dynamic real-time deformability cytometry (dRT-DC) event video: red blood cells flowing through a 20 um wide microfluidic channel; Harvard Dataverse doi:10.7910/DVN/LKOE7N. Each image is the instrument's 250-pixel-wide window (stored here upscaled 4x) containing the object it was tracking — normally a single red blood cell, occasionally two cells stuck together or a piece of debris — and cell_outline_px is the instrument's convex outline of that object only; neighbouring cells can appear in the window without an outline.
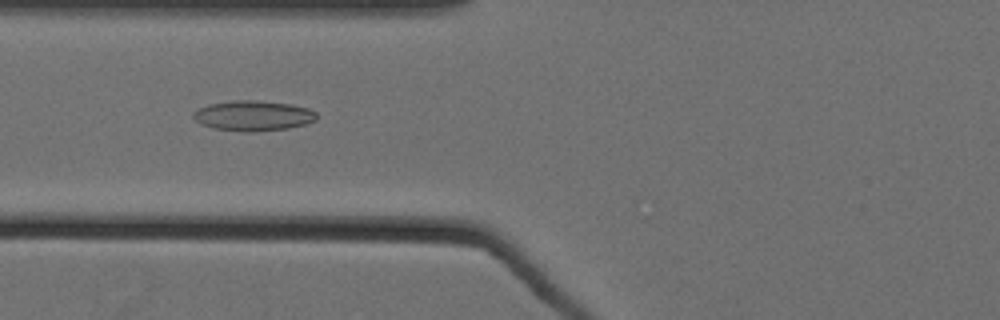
{"species": "Egyptian fruit bat (a non-hibernating species)", "species_latin": "Rousettus aegyptiacus", "temperature_condition": "cold", "stored_images_in_passage": 54, "camera_frame_rate_fps": 3000, "um_per_image_px": 0.085, "animal": {"sex": "female"}, "frame": {"image": 1, "passage_image": 21, "time_ms": 6.667, "image_size_px": [1000, 320], "cell_outline_px": [[316, 120], [304, 124], [288, 128], [256, 132], [244, 132], [212, 128], [200, 124], [192, 116], [192, 112], [208, 104], [236, 100], [256, 100], [292, 104], [308, 108], [316, 112]], "centroid_in_image_um": [21.5, 9.84], "position_along_channel_um": 104.3, "area_um2": 21.85}}
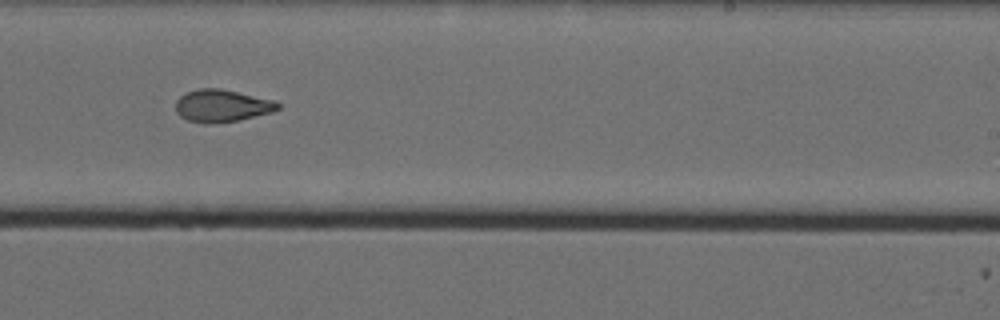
{"frame": {"image": 2, "passage_image": 35, "time_ms": 11.333, "image_size_px": [1000, 320], "cell_outline_px": [[280, 108], [272, 112], [236, 120], [216, 124], [204, 124], [188, 120], [180, 116], [176, 112], [176, 100], [180, 96], [188, 92], [200, 88], [220, 88], [276, 100], [280, 104]], "centroid_in_image_um": [18.87, 8.99], "position_along_channel_um": 270.1, "area_um2": 19.36}}
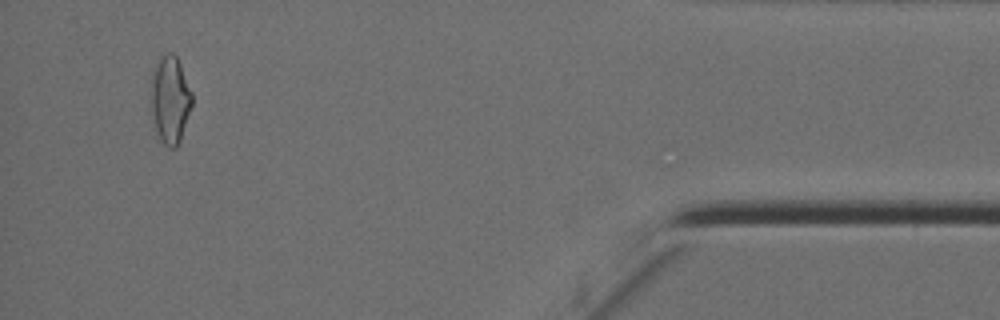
{"frame": {"image": 3, "passage_image": 52, "time_ms": 17.0, "image_size_px": [1000, 320], "cell_outline_px": [[192, 104], [180, 144], [176, 148], [168, 148], [160, 140], [152, 116], [152, 72], [156, 64], [168, 52], [172, 52], [176, 56], [180, 64], [192, 92]], "centroid_in_image_um": [14.49, 8.52], "position_along_channel_um": 420.7, "area_um2": 20.69}, "authors_computed_cell_mechanics": {"area_um2": 20.0277, "velocity_mm_per_s": 3.5403, "shape_relaxation_time_tau1_ms": 8.3772, "shape_relaxation_time_tau2_ms": 2.9693, "deformation_change_tau1": 0.1864, "deformation_change_tau2": 0.0732}}